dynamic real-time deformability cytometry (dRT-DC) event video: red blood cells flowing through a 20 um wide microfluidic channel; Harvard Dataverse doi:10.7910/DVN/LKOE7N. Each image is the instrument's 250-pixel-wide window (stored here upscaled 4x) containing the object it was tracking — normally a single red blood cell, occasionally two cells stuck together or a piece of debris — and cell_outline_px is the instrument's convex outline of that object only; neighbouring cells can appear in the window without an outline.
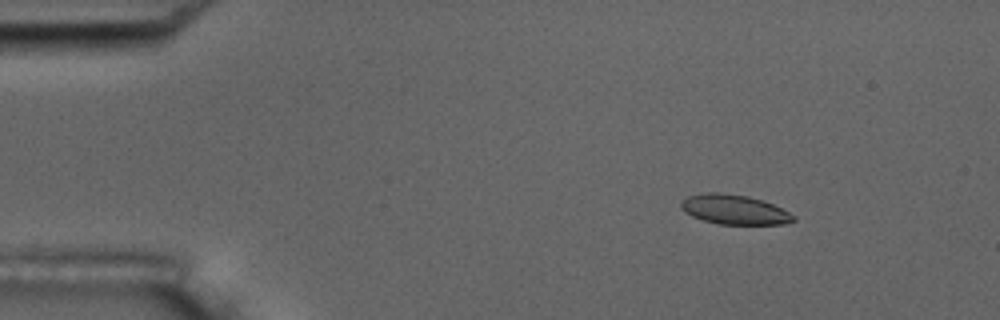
{"species": "common noctule bat (a hibernating species)", "species_latin": "Nyctalus noctula", "temperature_condition": "room temperature", "stored_images_in_passage": 5, "camera_frame_rate_fps": 3000, "um_per_image_px": 0.085, "animal": {"sex": "male", "body_mass_g": 17.5, "forearm_length_mm": 52.3}, "frame": {"image": 1, "passage_image": 1, "time_ms": 0.0, "image_size_px": [1000, 320], "cell_outline_px": [[796, 220], [784, 224], [720, 224], [704, 220], [692, 216], [684, 212], [680, 208], [680, 200], [688, 196], [708, 192], [720, 192], [748, 196], [764, 200], [796, 216]], "centroid_in_image_um": [62.39, 17.8], "position_along_channel_um": 22.6, "area_um2": 19.48}}
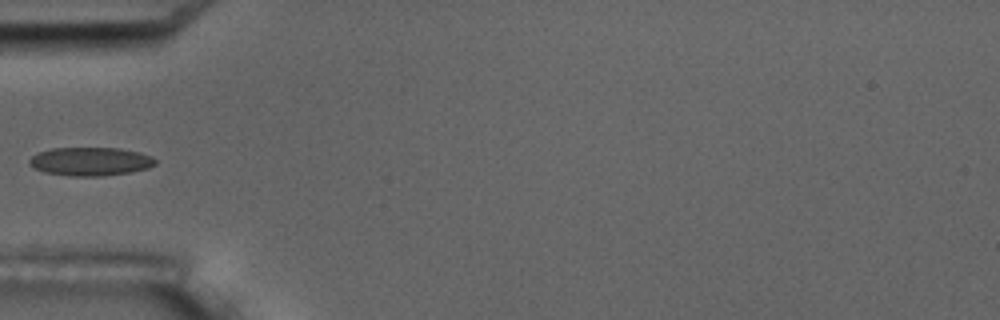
{"frame": {"image": 2, "passage_image": 4, "time_ms": 3.667, "image_size_px": [1000, 320], "cell_outline_px": [[156, 164], [148, 168], [132, 172], [100, 176], [68, 176], [44, 172], [28, 164], [28, 160], [32, 156], [40, 152], [52, 148], [120, 148], [140, 152], [152, 156], [156, 160]], "centroid_in_image_um": [7.71, 13.72], "position_along_channel_um": 77.3, "area_um2": 20.98}}